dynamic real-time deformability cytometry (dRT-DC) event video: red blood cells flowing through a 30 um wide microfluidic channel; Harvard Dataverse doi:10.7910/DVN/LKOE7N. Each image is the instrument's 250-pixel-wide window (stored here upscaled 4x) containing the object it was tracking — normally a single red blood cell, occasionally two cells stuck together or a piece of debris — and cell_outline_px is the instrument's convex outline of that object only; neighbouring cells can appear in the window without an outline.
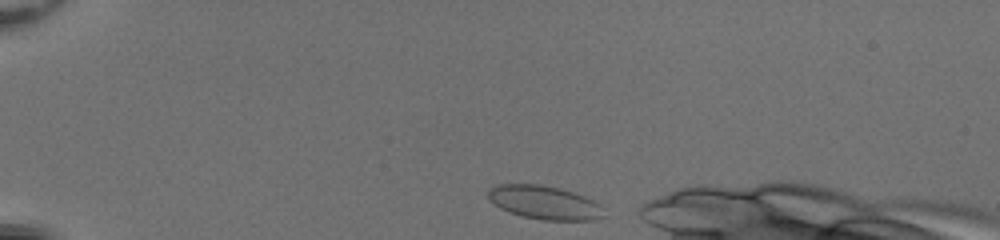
{"species": "common noctule bat (a hibernating species)", "species_latin": "Nyctalus noctula", "temperature_condition": "room temperature", "stored_images_in_passage": 38, "camera_frame_rate_fps": 3000, "um_per_image_px": 0.085, "animal": {"sex": "female", "body_mass_g": 20.0, "forearm_length_mm": 54.0}, "frame": {"image": 1, "passage_image": 2, "time_ms": 0.333, "image_size_px": [1000, 240], "cell_outline_px": [[604, 216], [596, 220], [544, 220], [524, 216], [508, 212], [500, 208], [488, 200], [488, 188], [496, 184], [540, 184], [560, 188], [584, 196], [600, 204]], "centroid_in_image_um": [46.24, 17.2], "position_along_channel_um": 38.8, "area_um2": 22.72}}
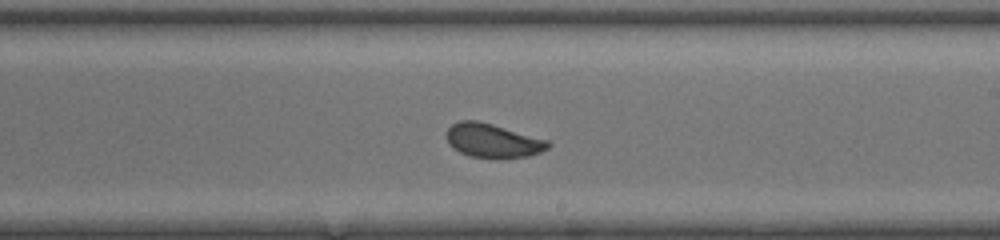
{"frame": {"image": 2, "passage_image": 22, "time_ms": 7.0, "image_size_px": [1000, 240], "cell_outline_px": [[552, 144], [548, 148], [540, 152], [528, 156], [496, 160], [468, 156], [452, 148], [448, 144], [448, 128], [452, 124], [460, 120], [476, 120], [492, 124], [548, 140]], "centroid_in_image_um": [41.89, 11.98], "position_along_channel_um": 247.1, "area_um2": 20.35}}
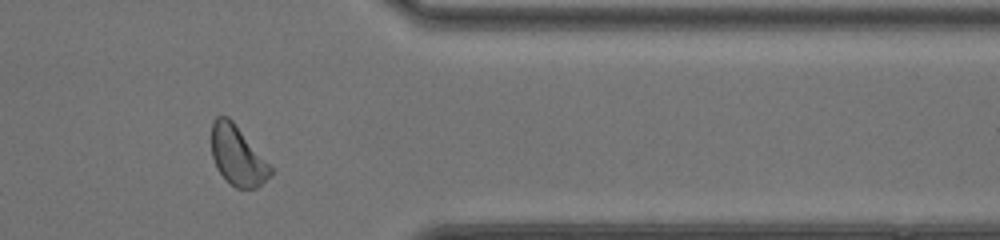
{"frame": {"image": 3, "passage_image": 33, "time_ms": 10.667, "image_size_px": [1000, 240], "cell_outline_px": [[272, 172], [256, 188], [236, 188], [216, 168], [212, 156], [212, 120], [216, 116], [228, 116], [232, 120], [272, 168]], "centroid_in_image_um": [20.15, 13.2], "position_along_channel_um": 391.3, "area_um2": 19.88}}